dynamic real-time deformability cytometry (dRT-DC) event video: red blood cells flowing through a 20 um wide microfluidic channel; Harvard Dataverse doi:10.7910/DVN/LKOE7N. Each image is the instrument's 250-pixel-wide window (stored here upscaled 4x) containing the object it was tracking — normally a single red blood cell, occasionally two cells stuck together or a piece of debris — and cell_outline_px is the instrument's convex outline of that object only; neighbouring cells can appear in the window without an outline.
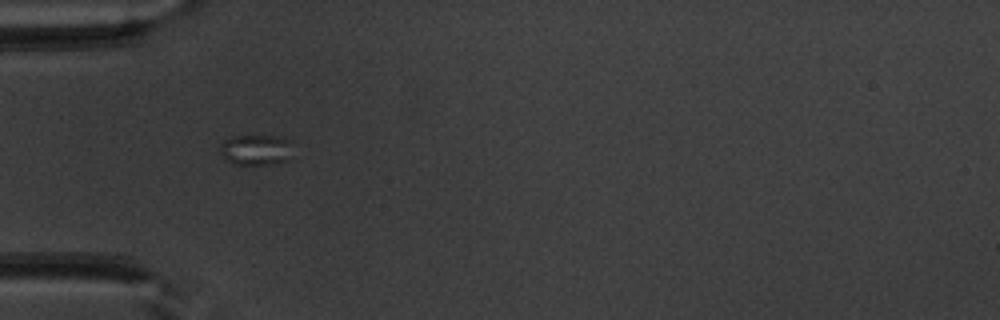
{"species": "common noctule bat (a hibernating species)", "species_latin": "Nyctalus noctula", "temperature_condition": "warm", "stored_images_in_passage": 19, "camera_frame_rate_fps": 3000, "um_per_image_px": 0.085, "animal": {"sex": "male", "body_mass_g": 20.1, "forearm_length_mm": 53.5}, "frame": {"image": 1, "passage_image": 1, "time_ms": 0.0, "image_size_px": [1000, 320], "cell_outline_px": [[288, 160], [272, 164], [232, 164], [220, 152], [220, 144], [224, 140], [232, 136], [276, 136], [288, 140]], "centroid_in_image_um": [21.67, 12.73], "position_along_channel_um": 63.3, "area_um2": 12.54}}
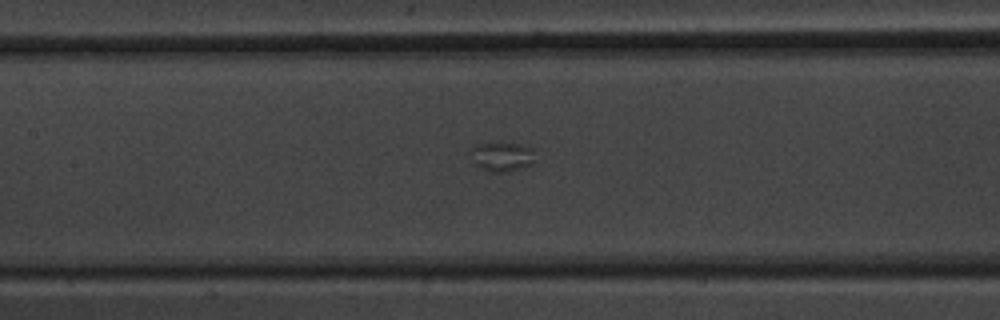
{"frame": {"image": 2, "passage_image": 9, "time_ms": 2.667, "image_size_px": [1000, 320], "cell_outline_px": [[532, 164], [508, 172], [488, 172], [480, 168], [476, 164], [472, 148], [484, 144], [500, 140], [532, 148]], "centroid_in_image_um": [42.69, 13.31], "position_along_channel_um": 164.7, "area_um2": 10.75}}
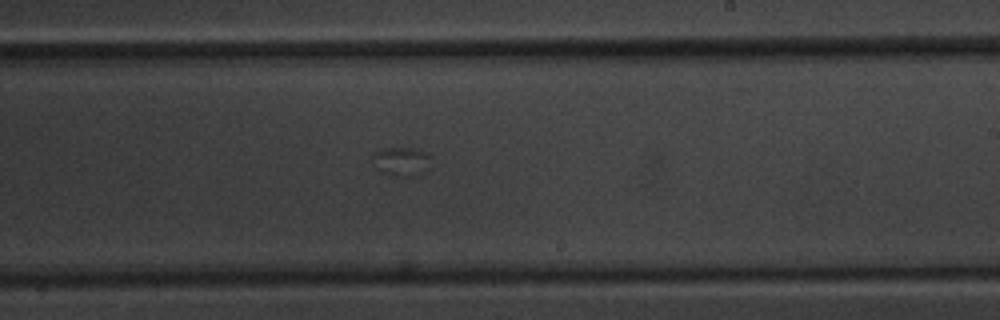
{"frame": {"image": 3, "passage_image": 16, "time_ms": 5.0, "image_size_px": [1000, 320], "cell_outline_px": [[432, 156], [428, 168], [420, 176], [396, 176], [384, 172], [376, 168], [372, 156], [372, 152], [384, 148], [416, 148], [428, 152]], "centroid_in_image_um": [34.18, 13.71], "position_along_channel_um": 254.8, "area_um2": 10.06}}